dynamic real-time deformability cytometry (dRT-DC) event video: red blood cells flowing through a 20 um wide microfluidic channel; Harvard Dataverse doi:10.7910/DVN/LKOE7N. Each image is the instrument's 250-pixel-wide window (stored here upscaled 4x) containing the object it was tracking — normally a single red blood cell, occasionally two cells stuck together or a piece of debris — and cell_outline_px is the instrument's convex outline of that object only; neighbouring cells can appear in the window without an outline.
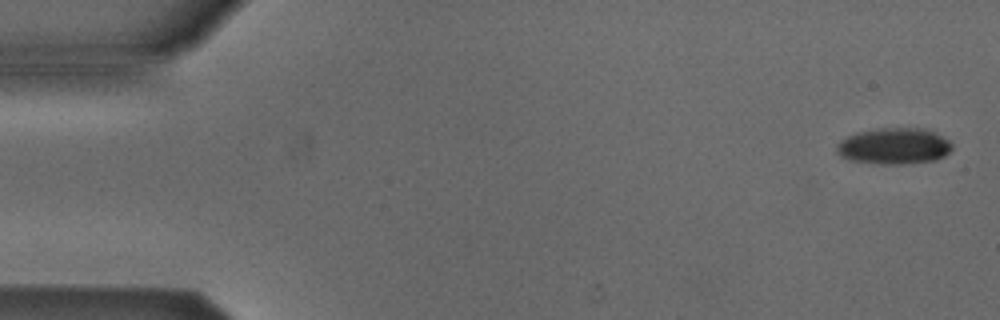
{"species": "Egyptian fruit bat (a non-hibernating species)", "species_latin": "Rousettus aegyptiacus", "temperature_condition": "cold", "stored_images_in_passage": 4, "camera_frame_rate_fps": 3000, "um_per_image_px": 0.085, "animal": {"sex": "male"}, "frame": {"image": 1, "passage_image": 1, "time_ms": 0.0, "image_size_px": [1000, 320], "cell_outline_px": [[952, 148], [944, 156], [936, 160], [908, 164], [876, 164], [848, 160], [840, 156], [836, 152], [836, 144], [840, 140], [848, 136], [860, 132], [884, 128], [920, 128], [932, 132], [948, 140], [952, 144]], "centroid_in_image_um": [75.96, 12.44], "position_along_channel_um": 9.0, "area_um2": 24.33}}
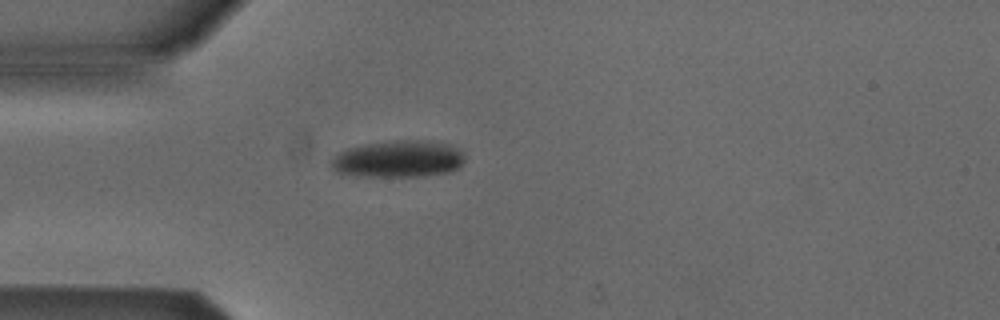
{"frame": {"image": 2, "passage_image": 4, "time_ms": 4.333, "image_size_px": [1000, 320], "cell_outline_px": [[464, 160], [460, 168], [448, 172], [428, 176], [356, 176], [336, 172], [332, 168], [328, 160], [340, 152], [348, 148], [364, 144], [396, 140], [428, 140], [448, 144], [460, 148], [464, 152]], "centroid_in_image_um": [33.88, 13.51], "position_along_channel_um": 51.1, "area_um2": 29.19}}